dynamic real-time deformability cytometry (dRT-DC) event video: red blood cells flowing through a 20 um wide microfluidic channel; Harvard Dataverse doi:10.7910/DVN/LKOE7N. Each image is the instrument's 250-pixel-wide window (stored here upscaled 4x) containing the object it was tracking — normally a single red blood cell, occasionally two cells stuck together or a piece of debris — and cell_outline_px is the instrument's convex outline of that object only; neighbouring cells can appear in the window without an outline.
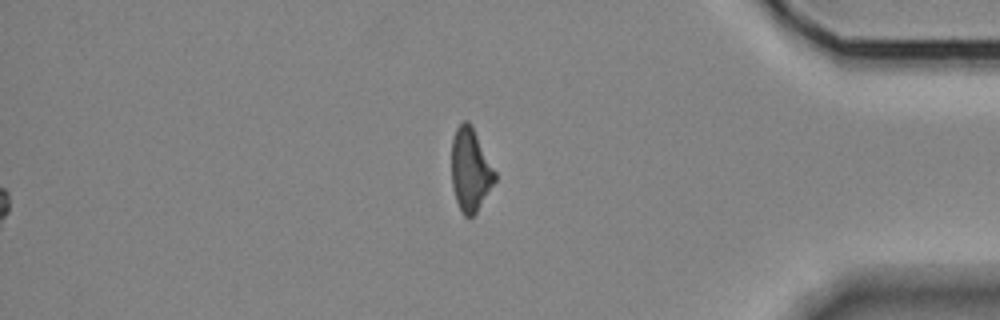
{"species": "Egyptian fruit bat (a non-hibernating species)", "species_latin": "Rousettus aegyptiacus", "temperature_condition": "room temperature", "stored_images_in_passage": 41, "camera_frame_rate_fps": 3000, "um_per_image_px": 0.085, "animal": {"sex": "female"}, "frame": {"image": 1, "passage_image": 41, "time_ms": 13.333, "image_size_px": [1000, 320], "cell_outline_px": [[496, 180], [476, 212], [472, 216], [464, 216], [456, 200], [452, 188], [452, 140], [456, 128], [464, 120], [468, 120], [496, 172]], "centroid_in_image_um": [39.97, 14.44], "position_along_channel_um": 395.2, "area_um2": 20.58}}